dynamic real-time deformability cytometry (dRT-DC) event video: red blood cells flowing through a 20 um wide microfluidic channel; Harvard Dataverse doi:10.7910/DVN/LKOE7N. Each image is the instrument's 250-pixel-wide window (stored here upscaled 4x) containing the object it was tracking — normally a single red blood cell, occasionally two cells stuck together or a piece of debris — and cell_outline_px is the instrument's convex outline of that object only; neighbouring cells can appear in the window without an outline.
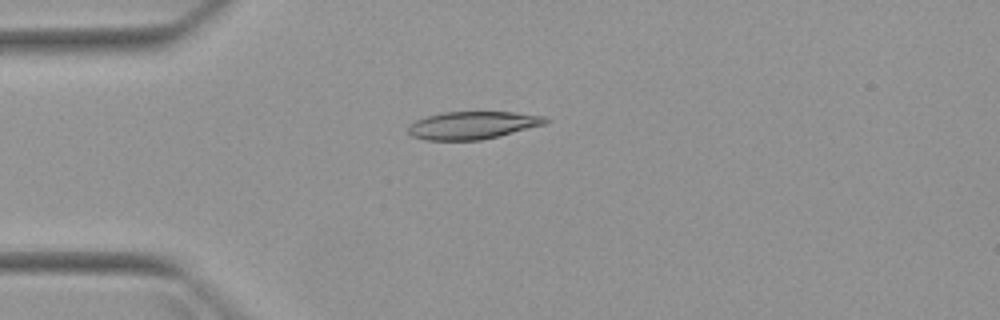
{"species": "Egyptian fruit bat (a non-hibernating species)", "species_latin": "Rousettus aegyptiacus", "temperature_condition": "warm", "stored_images_in_passage": 6, "camera_frame_rate_fps": 3000, "um_per_image_px": 0.085, "animal": {"sex": "female"}, "frame": {"image": 1, "passage_image": 4, "time_ms": 3.667, "image_size_px": [1000, 320], "cell_outline_px": [[552, 120], [544, 124], [480, 140], [424, 140], [412, 136], [408, 132], [408, 124], [416, 120], [428, 116], [444, 112], [512, 112], [544, 116]], "centroid_in_image_um": [40.13, 10.64], "position_along_channel_um": 44.9, "area_um2": 21.91}}